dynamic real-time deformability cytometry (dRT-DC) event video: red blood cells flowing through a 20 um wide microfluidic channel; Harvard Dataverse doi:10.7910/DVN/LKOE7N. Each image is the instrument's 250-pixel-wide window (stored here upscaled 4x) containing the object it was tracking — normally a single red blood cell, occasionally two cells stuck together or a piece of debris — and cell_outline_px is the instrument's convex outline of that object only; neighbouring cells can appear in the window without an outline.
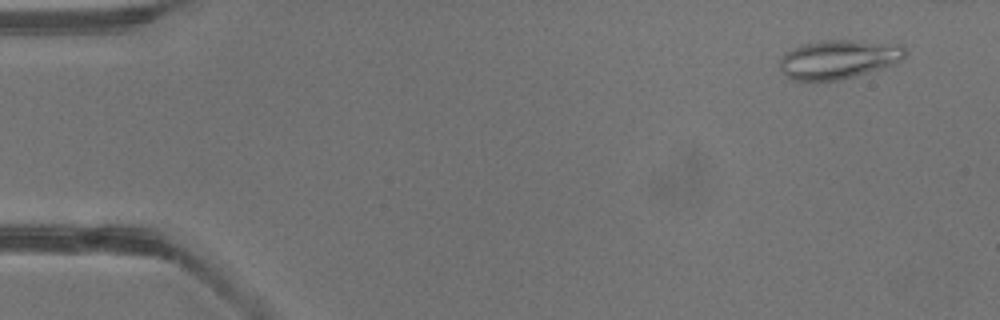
{"species": "common noctule bat (a hibernating species)", "species_latin": "Nyctalus noctula", "temperature_condition": "warm", "stored_images_in_passage": 4, "camera_frame_rate_fps": 3000, "um_per_image_px": 0.085, "animal": {"sex": "male", "body_mass_g": 13.3}, "frame": {"image": 1, "passage_image": 1, "time_ms": 0.0, "image_size_px": [1000, 320], "cell_outline_px": [[908, 48], [904, 56], [896, 64], [840, 80], [792, 80], [784, 76], [780, 68], [780, 60], [792, 48], [804, 44], [824, 40], [860, 40], [900, 44]], "centroid_in_image_um": [71.32, 5.03], "position_along_channel_um": 13.7, "area_um2": 28.5}}